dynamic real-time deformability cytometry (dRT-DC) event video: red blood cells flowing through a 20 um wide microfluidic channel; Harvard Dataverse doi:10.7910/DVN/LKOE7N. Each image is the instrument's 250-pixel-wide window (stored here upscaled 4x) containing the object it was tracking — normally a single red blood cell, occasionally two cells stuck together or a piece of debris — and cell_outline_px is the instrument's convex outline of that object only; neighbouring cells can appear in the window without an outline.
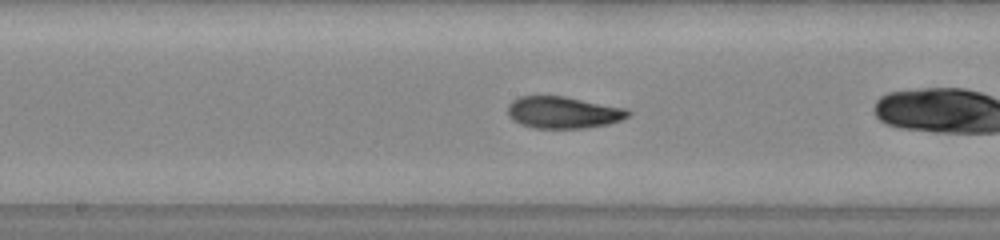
{"species": "common noctule bat (a hibernating species)", "species_latin": "Nyctalus noctula", "temperature_condition": "warm", "stored_images_in_passage": 31, "camera_frame_rate_fps": 3000, "um_per_image_px": 0.085, "animal": {"sex": "male", "body_mass_g": 20.0, "forearm_length_mm": 53.3}, "frame": {"image": 1, "passage_image": 10, "time_ms": 3.0, "image_size_px": [1000, 240], "cell_outline_px": [[632, 112], [628, 116], [620, 120], [608, 124], [584, 128], [532, 128], [520, 124], [512, 120], [508, 116], [508, 104], [512, 100], [520, 96], [564, 96], [624, 108]], "centroid_in_image_um": [47.83, 9.56], "position_along_channel_um": 200.4, "area_um2": 22.31}}
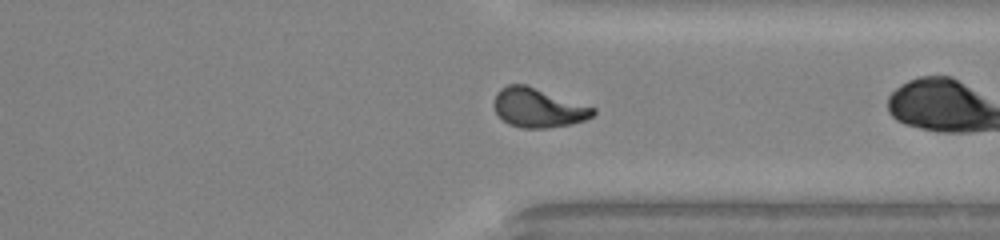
{"frame": {"image": 2, "passage_image": 22, "time_ms": 7.0, "image_size_px": [1000, 240], "cell_outline_px": [[596, 112], [592, 116], [584, 120], [572, 124], [544, 128], [520, 128], [508, 124], [496, 112], [492, 104], [496, 92], [500, 88], [508, 84], [524, 84], [596, 108]], "centroid_in_image_um": [45.71, 9.16], "position_along_channel_um": 365.7, "area_um2": 22.6}}